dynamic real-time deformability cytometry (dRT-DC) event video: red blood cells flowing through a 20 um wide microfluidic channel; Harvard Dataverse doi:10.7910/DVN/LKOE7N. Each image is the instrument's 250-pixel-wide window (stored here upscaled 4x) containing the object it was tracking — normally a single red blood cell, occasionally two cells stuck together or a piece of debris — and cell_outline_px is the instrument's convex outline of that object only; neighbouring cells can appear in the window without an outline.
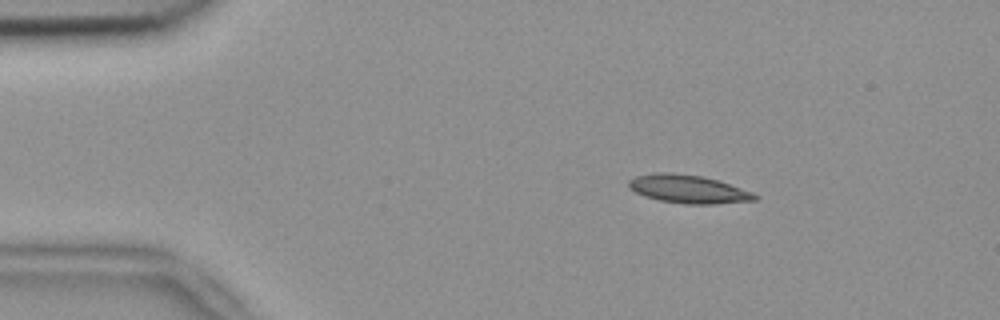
{"species": "common noctule bat (a hibernating species)", "species_latin": "Nyctalus noctula", "temperature_condition": "room temperature", "stored_images_in_passage": 54, "camera_frame_rate_fps": 3000, "um_per_image_px": 0.085, "animal": {"sex": "female", "body_mass_g": 18.4}, "frame": {"image": 1, "passage_image": 9, "time_ms": 2.667, "image_size_px": [1000, 320], "cell_outline_px": [[760, 196], [756, 200], [712, 204], [684, 204], [660, 200], [644, 196], [628, 188], [628, 180], [636, 176], [656, 172], [672, 172], [704, 176], [720, 180], [752, 192]], "centroid_in_image_um": [58.51, 16.06], "position_along_channel_um": 26.5, "area_um2": 20.98}}
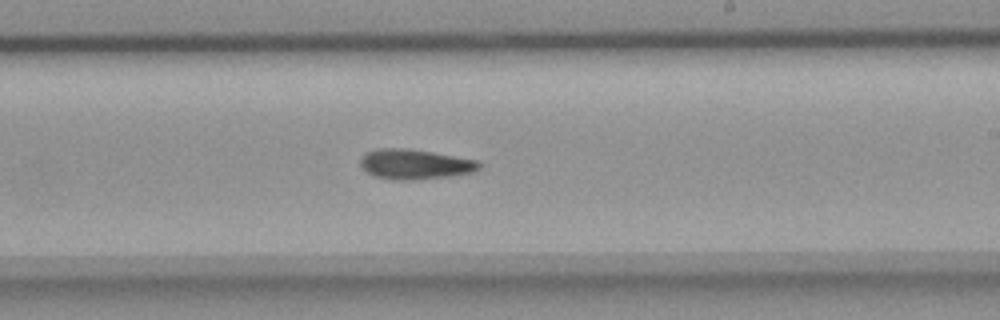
{"frame": {"image": 2, "passage_image": 32, "time_ms": 10.333, "image_size_px": [1000, 320], "cell_outline_px": [[480, 168], [476, 172], [448, 176], [412, 180], [392, 180], [376, 176], [368, 172], [360, 164], [360, 156], [364, 152], [380, 148], [404, 148], [432, 152], [480, 160]], "centroid_in_image_um": [35.28, 13.95], "position_along_channel_um": 253.7, "area_um2": 20.87}}
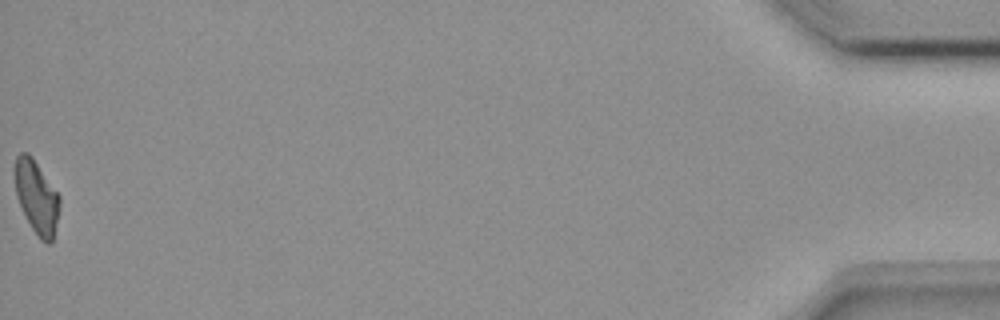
{"frame": {"image": 3, "passage_image": 54, "time_ms": 17.667, "image_size_px": [1000, 320], "cell_outline_px": [[60, 204], [52, 240], [48, 244], [40, 240], [32, 228], [16, 196], [12, 172], [12, 168], [16, 156], [20, 152], [28, 152], [32, 156], [60, 196]], "centroid_in_image_um": [3.06, 16.67], "position_along_channel_um": 432.1, "area_um2": 19.19}}